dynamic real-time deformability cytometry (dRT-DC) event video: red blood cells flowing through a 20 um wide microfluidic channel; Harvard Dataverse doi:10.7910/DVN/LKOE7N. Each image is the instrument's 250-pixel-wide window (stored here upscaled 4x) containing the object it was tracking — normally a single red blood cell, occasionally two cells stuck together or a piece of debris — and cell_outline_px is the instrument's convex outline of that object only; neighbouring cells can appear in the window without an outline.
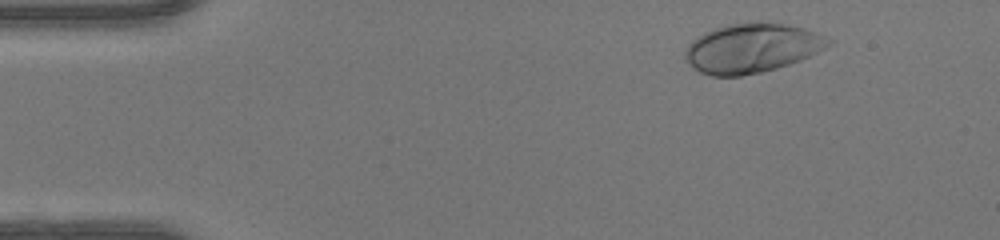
{"species": "human", "species_latin": "Homo sapiens", "temperature_condition": "warm", "stored_images_in_passage": 19, "camera_frame_rate_fps": 3000, "um_per_image_px": 0.085, "donor": {"sex": "female"}, "frame": {"image": 1, "passage_image": 3, "time_ms": 0.667, "image_size_px": [1000, 240], "cell_outline_px": [[832, 44], [800, 60], [776, 68], [760, 72], [740, 76], [712, 76], [700, 72], [692, 68], [684, 60], [684, 52], [688, 44], [692, 40], [704, 32], [728, 24], [748, 20], [760, 20], [784, 24], [804, 28], [824, 36], [832, 40]], "centroid_in_image_um": [63.86, 4.07], "position_along_channel_um": 21.1, "area_um2": 41.56}}
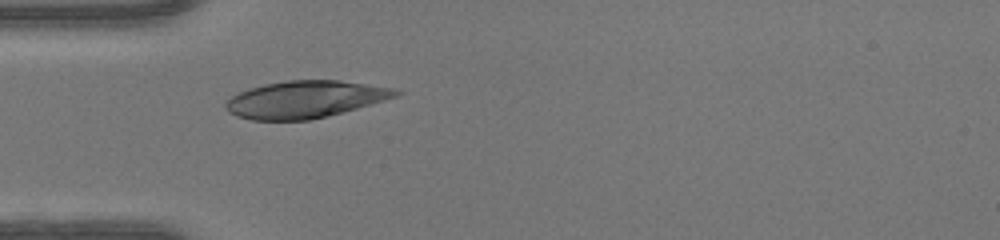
{"frame": {"image": 2, "passage_image": 12, "time_ms": 3.667, "image_size_px": [1000, 240], "cell_outline_px": [[404, 92], [396, 96], [384, 100], [356, 108], [308, 120], [252, 120], [236, 116], [228, 112], [224, 108], [224, 104], [232, 96], [240, 92], [264, 84], [288, 80], [340, 80], [396, 88]], "centroid_in_image_um": [25.92, 8.44], "position_along_channel_um": 59.1, "area_um2": 36.53}}
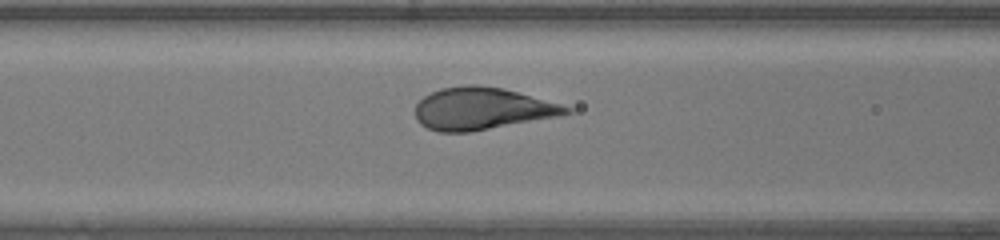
{"frame": {"image": 3, "passage_image": 17, "time_ms": 5.333, "image_size_px": [1000, 240], "cell_outline_px": [[572, 112], [556, 116], [468, 132], [440, 132], [428, 128], [420, 124], [416, 120], [416, 104], [424, 96], [440, 88], [468, 84], [476, 84], [504, 88], [560, 104], [572, 108]], "centroid_in_image_um": [40.92, 9.22], "position_along_channel_um": 125.7, "area_um2": 36.7}}